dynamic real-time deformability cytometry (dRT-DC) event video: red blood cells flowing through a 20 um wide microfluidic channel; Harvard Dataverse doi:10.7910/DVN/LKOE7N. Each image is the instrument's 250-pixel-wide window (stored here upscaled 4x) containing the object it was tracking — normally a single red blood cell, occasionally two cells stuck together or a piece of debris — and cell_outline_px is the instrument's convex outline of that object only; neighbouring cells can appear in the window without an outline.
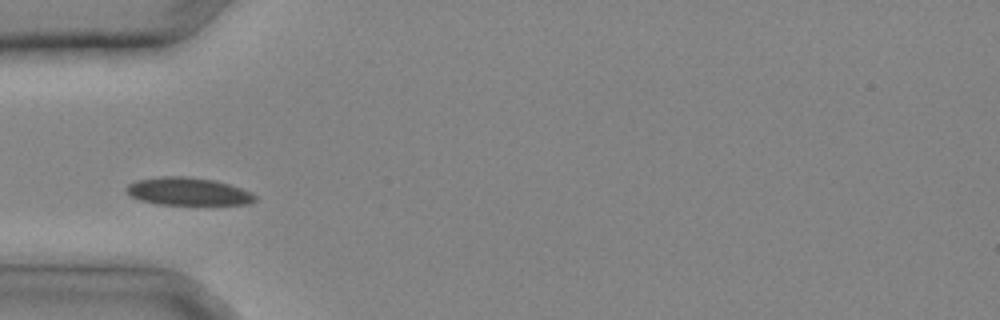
{"species": "common noctule bat (a hibernating species)", "species_latin": "Nyctalus noctula", "temperature_condition": "cold", "stored_images_in_passage": 22, "camera_frame_rate_fps": 3000, "um_per_image_px": 0.085, "animal": {"sex": "male", "body_mass_g": 20.4}, "frame": {"image": 1, "passage_image": 1, "time_ms": 0.0, "image_size_px": [1000, 320], "cell_outline_px": [[256, 200], [248, 204], [156, 204], [140, 200], [132, 196], [124, 188], [128, 184], [136, 180], [160, 176], [188, 176], [216, 180], [252, 192], [256, 196]], "centroid_in_image_um": [15.97, 16.26], "position_along_channel_um": 69.0, "area_um2": 20.81}}
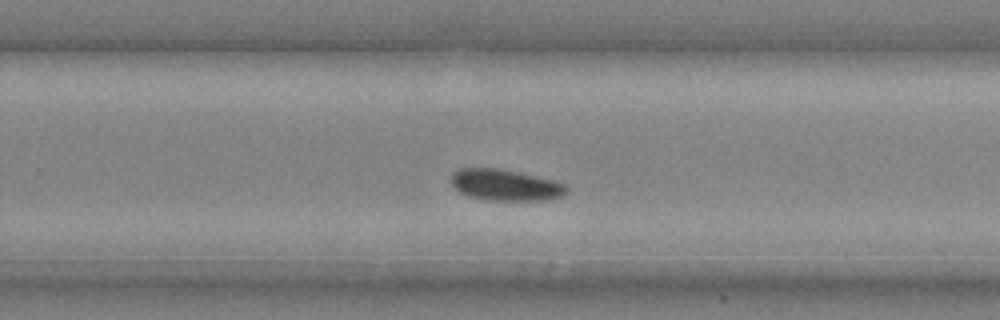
{"frame": {"image": 2, "passage_image": 12, "time_ms": 3.667, "image_size_px": [1000, 320], "cell_outline_px": [[568, 192], [564, 196], [552, 200], [488, 200], [472, 196], [460, 192], [452, 184], [452, 172], [456, 168], [500, 168], [552, 180], [564, 184], [568, 188]], "centroid_in_image_um": [42.99, 15.72], "position_along_channel_um": 286.8, "area_um2": 20.98}}
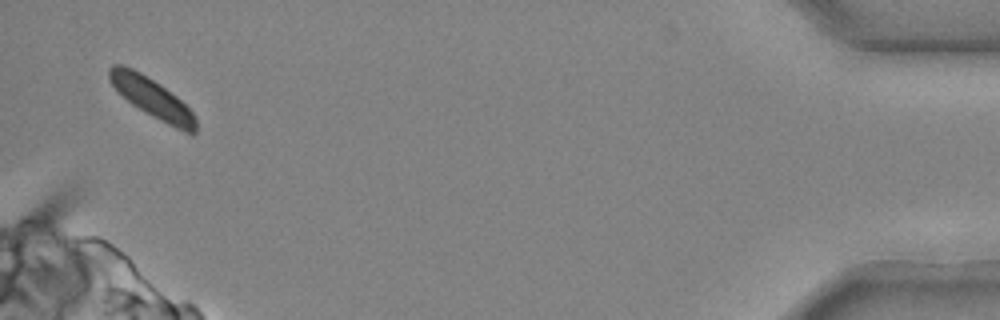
{"frame": {"image": 3, "passage_image": 22, "time_ms": 7.0, "image_size_px": [1000, 320], "cell_outline_px": [[196, 132], [192, 136], [152, 116], [132, 104], [108, 80], [108, 68], [112, 64], [124, 64], [140, 72], [160, 84], [176, 96], [192, 112], [196, 120]], "centroid_in_image_um": [12.92, 8.31], "position_along_channel_um": 422.3, "area_um2": 19.77}}